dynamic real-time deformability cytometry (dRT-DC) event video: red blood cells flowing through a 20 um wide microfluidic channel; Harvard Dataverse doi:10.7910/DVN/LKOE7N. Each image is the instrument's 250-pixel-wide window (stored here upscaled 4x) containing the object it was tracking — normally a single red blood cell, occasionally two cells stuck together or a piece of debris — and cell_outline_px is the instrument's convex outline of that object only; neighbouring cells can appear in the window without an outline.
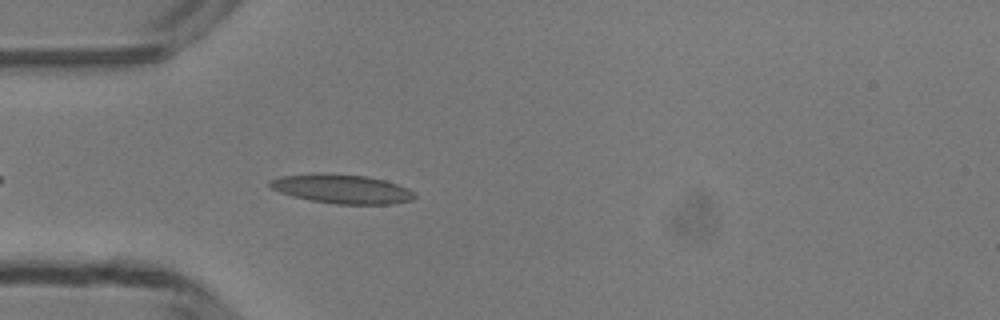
{"species": "common noctule bat (a hibernating species)", "species_latin": "Nyctalus noctula", "temperature_condition": "room temperature", "stored_images_in_passage": 37, "camera_frame_rate_fps": 3000, "um_per_image_px": 0.085, "animal": {"sex": "male", "body_mass_g": 13.3}, "frame": {"image": 1, "passage_image": 4, "time_ms": 1.0, "image_size_px": [1000, 320], "cell_outline_px": [[416, 196], [412, 200], [392, 204], [336, 204], [312, 200], [292, 196], [268, 188], [268, 180], [280, 176], [368, 176], [384, 180], [408, 188]], "centroid_in_image_um": [29.09, 16.11], "position_along_channel_um": 55.9, "area_um2": 23.47}}
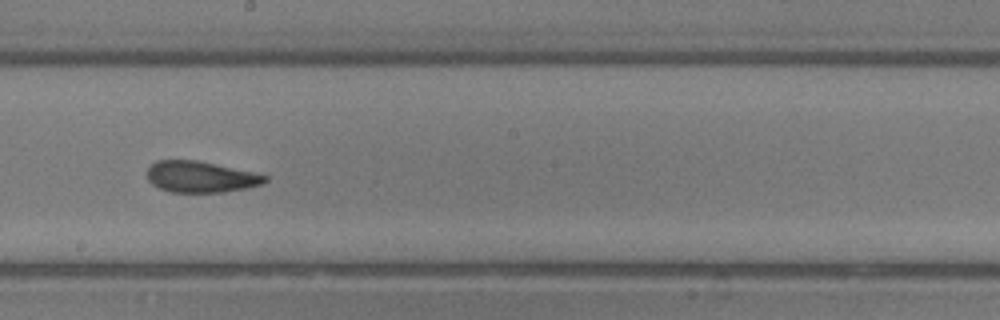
{"frame": {"image": 2, "passage_image": 17, "time_ms": 5.333, "image_size_px": [1000, 320], "cell_outline_px": [[268, 180], [264, 184], [248, 188], [224, 192], [168, 192], [152, 184], [148, 180], [148, 168], [156, 160], [196, 160], [252, 172], [268, 176]], "centroid_in_image_um": [17.07, 15.04], "position_along_channel_um": 231.1, "area_um2": 21.39}}
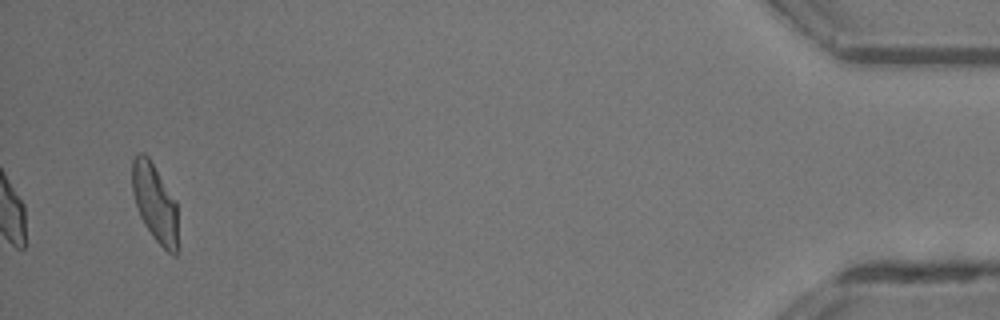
{"frame": {"image": 3, "passage_image": 37, "time_ms": 12.0, "image_size_px": [1000, 320], "cell_outline_px": [[176, 256], [172, 256], [152, 236], [144, 224], [140, 216], [132, 192], [132, 160], [136, 152], [144, 152], [148, 156], [176, 200]], "centroid_in_image_um": [13.13, 17.18], "position_along_channel_um": 422.1, "area_um2": 20.63}, "authors_computed_cell_mechanics": {"area_um2": 22.1952, "velocity_mm_per_s": 4.1424, "shape_relaxation_time_tau1_ms": 7.9893, "shape_relaxation_time_tau2_ms": 1.5319, "deformation_change_tau1": 0.2102, "deformation_change_tau2": 0.0904}}